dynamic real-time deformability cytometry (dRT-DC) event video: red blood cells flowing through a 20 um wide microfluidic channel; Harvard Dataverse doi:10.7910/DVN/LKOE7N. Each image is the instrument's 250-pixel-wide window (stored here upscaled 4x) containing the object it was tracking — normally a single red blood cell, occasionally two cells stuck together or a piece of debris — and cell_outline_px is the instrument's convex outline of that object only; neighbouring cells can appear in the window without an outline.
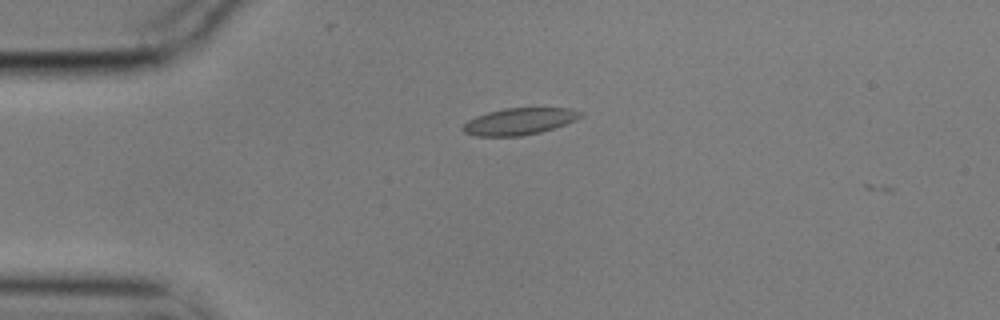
{"species": "common noctule bat (a hibernating species)", "species_latin": "Nyctalus noctula", "temperature_condition": "cold", "stored_images_in_passage": 2, "camera_frame_rate_fps": 3000, "um_per_image_px": 0.085, "animal": {"sex": "male", "body_mass_g": 17.9}, "frame": {"image": 1, "passage_image": 1, "time_ms": 0.0, "image_size_px": [1000, 320], "cell_outline_px": [[584, 112], [576, 120], [540, 132], [520, 136], [472, 136], [464, 132], [460, 128], [468, 120], [476, 116], [488, 112], [504, 108], [568, 108]], "centroid_in_image_um": [44.09, 10.32], "position_along_channel_um": 40.9, "area_um2": 18.26}}